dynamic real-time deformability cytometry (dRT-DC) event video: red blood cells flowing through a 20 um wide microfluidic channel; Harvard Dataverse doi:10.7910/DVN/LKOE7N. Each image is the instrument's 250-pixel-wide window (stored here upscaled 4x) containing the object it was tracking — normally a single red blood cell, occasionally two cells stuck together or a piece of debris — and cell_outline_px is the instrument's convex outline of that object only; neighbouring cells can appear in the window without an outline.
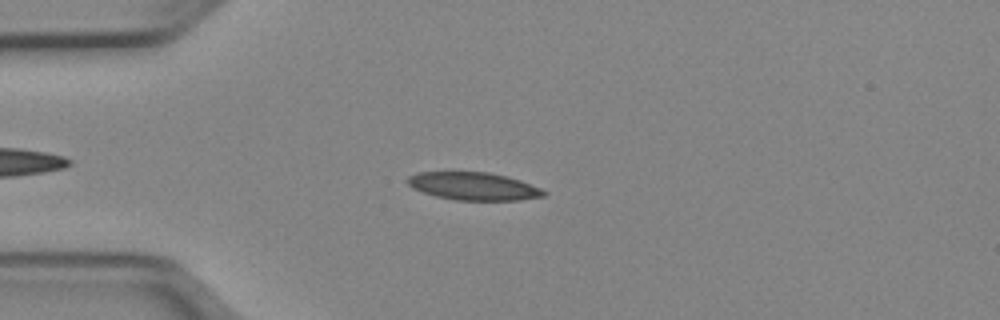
{"species": "Egyptian fruit bat (a non-hibernating species)", "species_latin": "Rousettus aegyptiacus", "temperature_condition": "cold", "stored_images_in_passage": 48, "camera_frame_rate_fps": 3000, "um_per_image_px": 0.085, "animal": {"sex": "female"}, "frame": {"image": 1, "passage_image": 10, "time_ms": 3.0, "image_size_px": [1000, 320], "cell_outline_px": [[548, 192], [544, 196], [520, 200], [456, 200], [436, 196], [412, 188], [404, 180], [408, 176], [416, 172], [488, 172], [508, 176], [520, 180], [540, 188]], "centroid_in_image_um": [40.23, 15.82], "position_along_channel_um": 44.8, "area_um2": 22.14}}
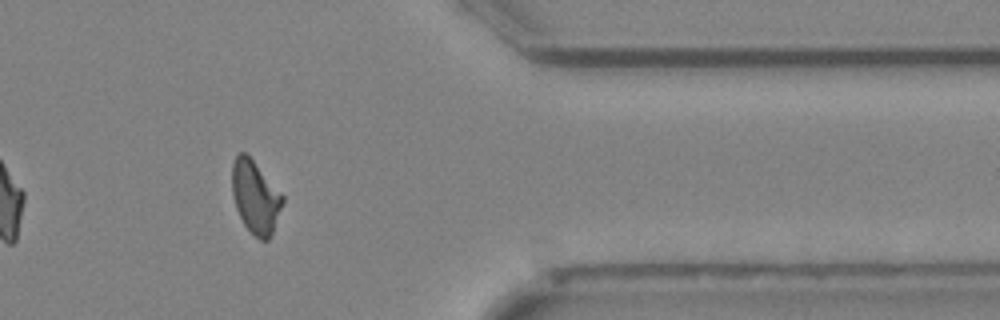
{"frame": {"image": 2, "passage_image": 39, "time_ms": 12.667, "image_size_px": [1000, 320], "cell_outline_px": [[284, 200], [272, 232], [268, 240], [260, 240], [244, 224], [236, 208], [232, 196], [232, 164], [236, 156], [240, 152], [244, 152], [252, 160], [284, 196]], "centroid_in_image_um": [21.69, 16.74], "position_along_channel_um": 389.7, "area_um2": 20.92}}
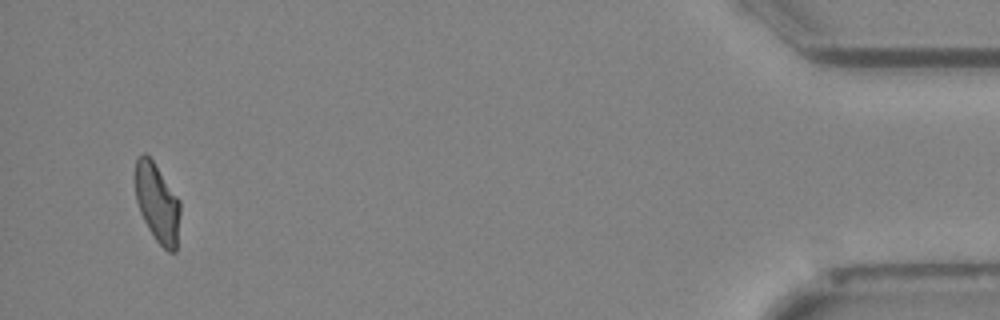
{"frame": {"image": 3, "passage_image": 46, "time_ms": 15.0, "image_size_px": [1000, 320], "cell_outline_px": [[180, 212], [176, 252], [168, 252], [156, 240], [148, 228], [140, 212], [136, 200], [136, 160], [144, 152], [152, 160], [180, 200]], "centroid_in_image_um": [13.38, 17.28], "position_along_channel_um": 421.8, "area_um2": 20.35}, "authors_computed_cell_mechanics": {"area_um2": 21.9929, "velocity_mm_per_s": 3.9566, "shape_relaxation_time_tau1_ms": 7.3789, "shape_relaxation_time_tau2_ms": 3.0626, "deformation_change_tau1": 0.191, "deformation_change_tau2": 0.0976}}